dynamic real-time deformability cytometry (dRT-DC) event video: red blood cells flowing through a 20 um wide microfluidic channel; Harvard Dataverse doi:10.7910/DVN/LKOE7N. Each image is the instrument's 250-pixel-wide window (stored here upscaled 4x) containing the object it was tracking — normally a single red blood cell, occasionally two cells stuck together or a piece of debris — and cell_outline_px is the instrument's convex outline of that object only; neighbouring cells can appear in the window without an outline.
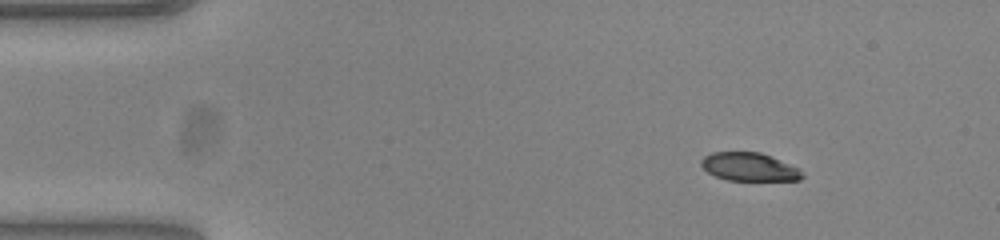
{"species": "common noctule bat (a hibernating species)", "species_latin": "Nyctalus noctula", "temperature_condition": "warm", "stored_images_in_passage": 52, "camera_frame_rate_fps": 3000, "um_per_image_px": 0.085, "animal": {"sex": "female", "body_mass_g": 23.0, "forearm_length_mm": 53.4}, "frame": {"image": 1, "passage_image": 6, "time_ms": 1.667, "image_size_px": [1000, 240], "cell_outline_px": [[804, 176], [800, 180], [728, 180], [716, 176], [708, 172], [700, 164], [700, 160], [704, 156], [712, 152], [760, 152], [772, 156], [800, 168]], "centroid_in_image_um": [63.71, 14.17], "position_along_channel_um": 21.3, "area_um2": 16.7}}
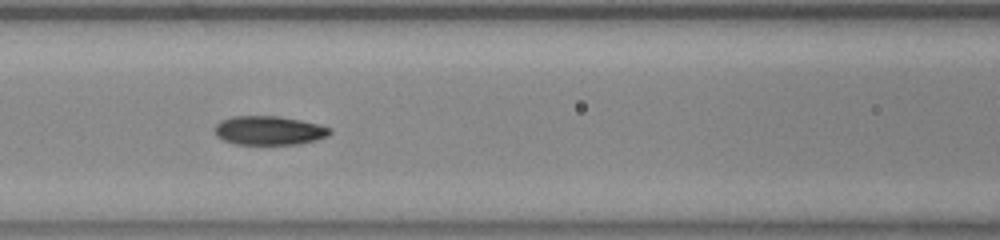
{"frame": {"image": 2, "passage_image": 22, "time_ms": 7.0, "image_size_px": [1000, 240], "cell_outline_px": [[332, 132], [328, 136], [316, 140], [296, 144], [236, 144], [224, 140], [216, 136], [216, 124], [220, 120], [232, 116], [280, 116], [300, 120], [332, 128]], "centroid_in_image_um": [22.87, 11.08], "position_along_channel_um": 143.7, "area_um2": 19.36}}
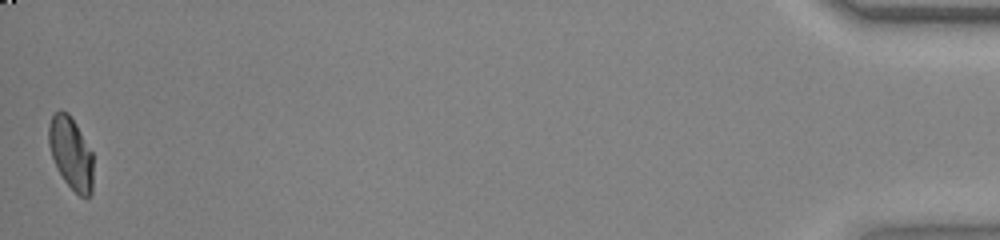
{"frame": {"image": 3, "passage_image": 52, "time_ms": 17.0, "image_size_px": [1000, 240], "cell_outline_px": [[92, 192], [88, 196], [80, 196], [64, 180], [52, 156], [48, 144], [48, 124], [52, 116], [60, 108], [68, 112], [76, 124], [92, 152]], "centroid_in_image_um": [6.01, 12.97], "position_along_channel_um": 429.2, "area_um2": 18.5}, "authors_computed_cell_mechanics": {"area_um2": 19.3052, "velocity_mm_per_s": 3.8468, "shape_relaxation_time_tau1_ms": 10.5411, "shape_relaxation_time_tau2_ms": 1.2697, "deformation_change_tau1": 0.2967, "deformation_change_tau2": 0.044}}